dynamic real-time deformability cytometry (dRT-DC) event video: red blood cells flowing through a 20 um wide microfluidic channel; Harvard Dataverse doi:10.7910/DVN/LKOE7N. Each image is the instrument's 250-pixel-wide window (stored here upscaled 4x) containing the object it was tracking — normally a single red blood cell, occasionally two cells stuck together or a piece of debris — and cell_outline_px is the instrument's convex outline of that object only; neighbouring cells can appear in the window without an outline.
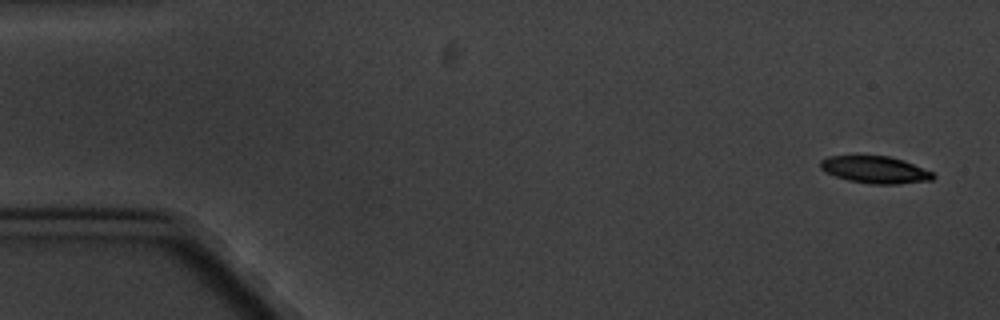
{"species": "common noctule bat (a hibernating species)", "species_latin": "Nyctalus noctula", "temperature_condition": "cold", "stored_images_in_passage": 5, "camera_frame_rate_fps": 3000, "um_per_image_px": 0.085, "animal": {"sex": "male", "body_mass_g": 20.1, "forearm_length_mm": 53.5}, "frame": {"image": 1, "passage_image": 1, "time_ms": 0.0, "image_size_px": [1000, 320], "cell_outline_px": [[936, 176], [932, 180], [896, 184], [872, 184], [848, 180], [824, 172], [820, 168], [820, 160], [828, 156], [888, 156], [904, 160], [932, 172]], "centroid_in_image_um": [74.37, 14.43], "position_along_channel_um": 10.6, "area_um2": 17.74}}